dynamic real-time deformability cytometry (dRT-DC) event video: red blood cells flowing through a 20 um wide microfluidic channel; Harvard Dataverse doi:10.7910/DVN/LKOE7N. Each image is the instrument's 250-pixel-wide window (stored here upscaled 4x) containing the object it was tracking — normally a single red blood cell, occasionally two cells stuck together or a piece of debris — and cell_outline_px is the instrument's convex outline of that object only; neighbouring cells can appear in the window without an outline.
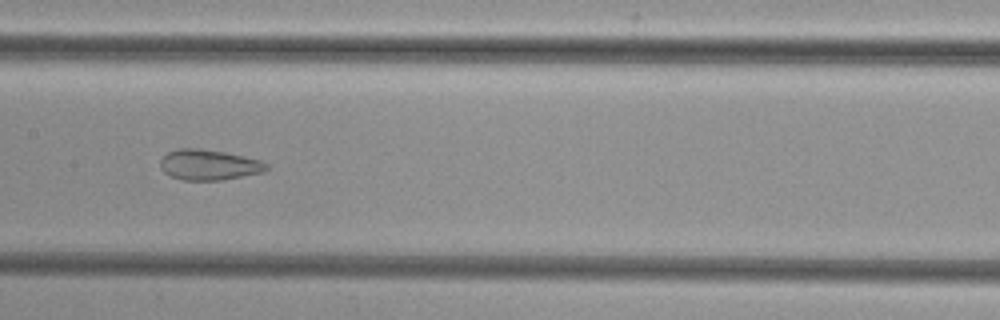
{"species": "common noctule bat (a hibernating species)", "species_latin": "Nyctalus noctula", "temperature_condition": "cold", "stored_images_in_passage": 53, "camera_frame_rate_fps": 3000, "um_per_image_px": 0.085, "animal": {"sex": "female", "body_mass_g": 29.2, "forearm_length_mm": 56.3}, "frame": {"image": 1, "passage_image": 27, "time_ms": 8.667, "image_size_px": [1000, 320], "cell_outline_px": [[268, 168], [264, 172], [220, 180], [184, 180], [172, 176], [164, 172], [160, 168], [160, 160], [168, 152], [180, 148], [200, 148], [224, 152], [244, 156], [260, 160], [268, 164]], "centroid_in_image_um": [17.76, 14.0], "position_along_channel_um": 189.6, "area_um2": 18.79}}
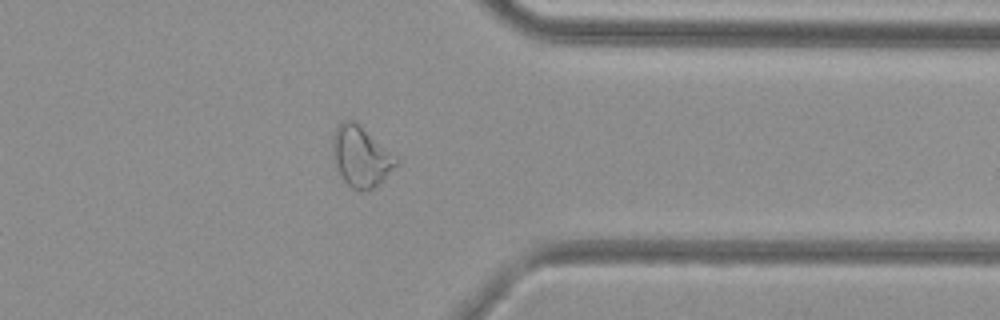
{"frame": {"image": 2, "passage_image": 42, "time_ms": 13.667, "image_size_px": [1000, 320], "cell_outline_px": [[400, 164], [368, 192], [352, 188], [344, 180], [336, 164], [332, 148], [332, 140], [336, 128], [344, 120], [356, 120], [396, 156], [400, 160]], "centroid_in_image_um": [30.72, 13.28], "position_along_channel_um": 380.7, "area_um2": 22.31}}
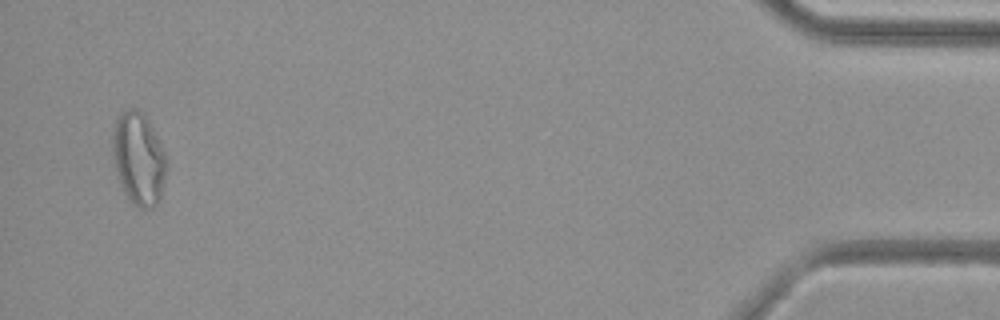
{"frame": {"image": 3, "passage_image": 51, "time_ms": 16.667, "image_size_px": [1000, 320], "cell_outline_px": [[168, 164], [160, 200], [152, 208], [140, 208], [132, 204], [128, 200], [124, 192], [116, 168], [112, 152], [112, 136], [116, 120], [128, 108], [136, 108], [144, 116], [152, 128], [168, 160]], "centroid_in_image_um": [11.8, 13.53], "position_along_channel_um": 423.4, "area_um2": 28.78}}